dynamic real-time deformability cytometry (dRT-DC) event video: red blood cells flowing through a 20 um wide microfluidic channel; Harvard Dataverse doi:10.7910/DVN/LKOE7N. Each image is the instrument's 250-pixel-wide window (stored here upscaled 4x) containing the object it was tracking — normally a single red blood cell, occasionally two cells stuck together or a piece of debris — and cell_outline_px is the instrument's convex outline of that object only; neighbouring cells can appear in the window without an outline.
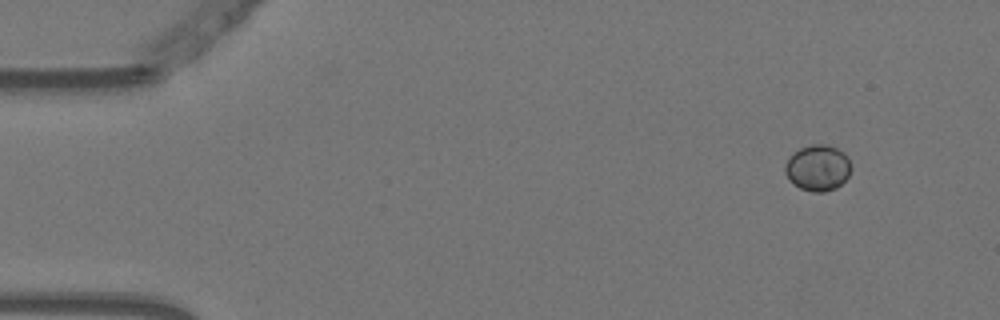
{"species": "Egyptian fruit bat (a non-hibernating species)", "species_latin": "Rousettus aegyptiacus", "temperature_condition": "warm", "stored_images_in_passage": 4, "camera_frame_rate_fps": 3000, "um_per_image_px": 0.085, "animal": {"sex": "female"}, "frame": {"image": 1, "passage_image": 1, "time_ms": 0.0, "image_size_px": [1000, 320], "cell_outline_px": [[852, 168], [848, 176], [836, 188], [824, 192], [812, 192], [800, 188], [792, 184], [784, 172], [784, 164], [788, 156], [800, 148], [812, 144], [828, 144], [844, 152], [848, 156]], "centroid_in_image_um": [69.49, 14.26], "position_along_channel_um": 15.5, "area_um2": 18.03}}
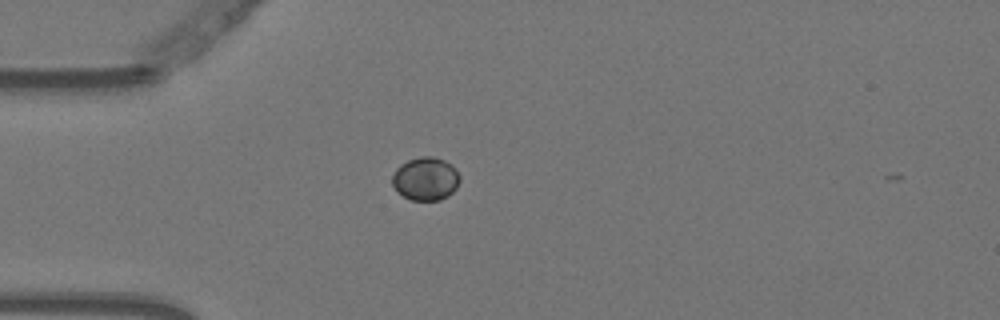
{"frame": {"image": 2, "passage_image": 4, "time_ms": 1.0, "image_size_px": [1000, 320], "cell_outline_px": [[460, 180], [456, 188], [448, 196], [440, 200], [412, 200], [396, 192], [392, 184], [392, 176], [396, 168], [400, 164], [408, 160], [420, 156], [432, 156], [444, 160], [452, 164], [456, 168], [460, 176]], "centroid_in_image_um": [36.18, 15.19], "position_along_channel_um": 48.8, "area_um2": 17.22}}